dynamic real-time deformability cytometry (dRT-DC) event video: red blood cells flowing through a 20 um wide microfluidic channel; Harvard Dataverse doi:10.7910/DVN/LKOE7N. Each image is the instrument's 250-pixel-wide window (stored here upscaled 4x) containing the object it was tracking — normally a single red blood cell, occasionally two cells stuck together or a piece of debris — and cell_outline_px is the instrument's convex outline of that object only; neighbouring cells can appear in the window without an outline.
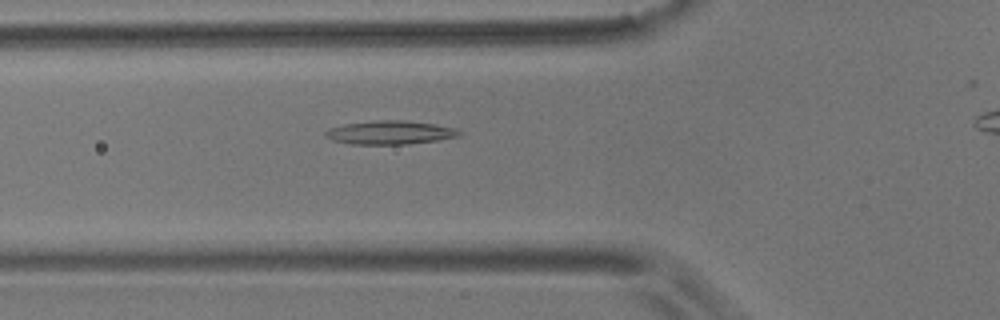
{"species": "common noctule bat (a hibernating species)", "species_latin": "Nyctalus noctula", "temperature_condition": "room temperature", "stored_images_in_passage": 43, "camera_frame_rate_fps": 3000, "um_per_image_px": 0.085, "animal": {"sex": "male", "body_mass_g": 17.9}, "frame": {"image": 1, "passage_image": 13, "time_ms": 4.0, "image_size_px": [1000, 320], "cell_outline_px": [[464, 132], [460, 136], [436, 140], [408, 144], [348, 144], [332, 140], [324, 136], [324, 132], [328, 128], [344, 124], [372, 120], [404, 120], [432, 124], [456, 128]], "centroid_in_image_um": [33.12, 11.26], "position_along_channel_um": 92.7, "area_um2": 18.55}}
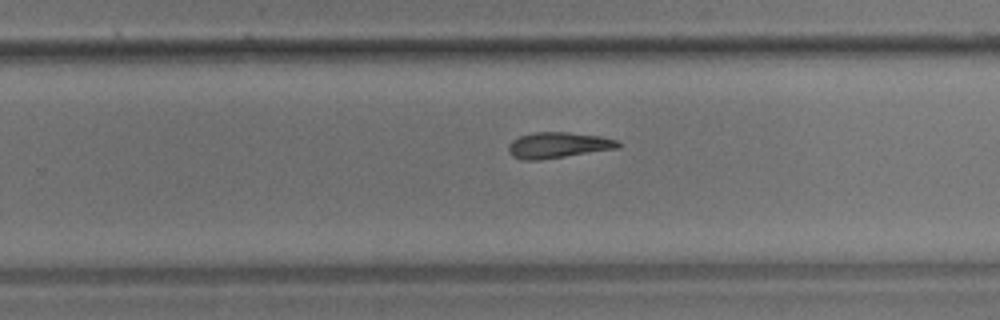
{"frame": {"image": 2, "passage_image": 29, "time_ms": 9.333, "image_size_px": [1000, 320], "cell_outline_px": [[624, 144], [620, 148], [540, 160], [520, 160], [512, 156], [508, 152], [508, 144], [512, 140], [520, 136], [532, 132], [568, 132], [600, 136], [616, 140]], "centroid_in_image_um": [47.44, 12.34], "position_along_channel_um": 282.4, "area_um2": 16.76}}
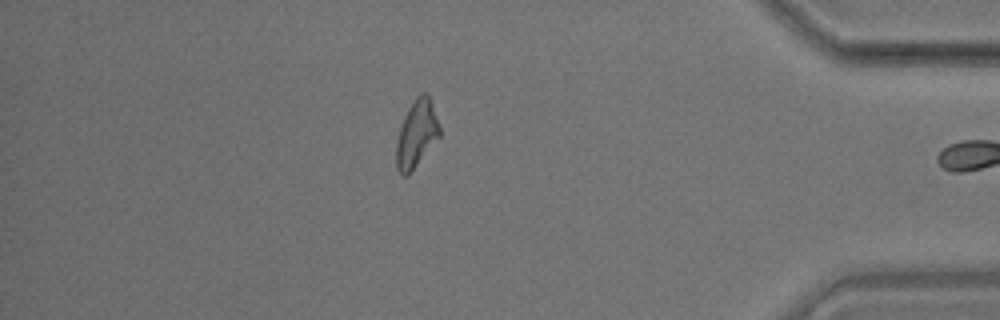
{"frame": {"image": 3, "passage_image": 42, "time_ms": 13.667, "image_size_px": [1000, 320], "cell_outline_px": [[440, 136], [408, 176], [400, 176], [396, 168], [396, 140], [404, 116], [408, 108], [416, 96], [420, 92], [428, 92], [440, 124]], "centroid_in_image_um": [35.4, 11.37], "position_along_channel_um": 399.8, "area_um2": 17.28}}